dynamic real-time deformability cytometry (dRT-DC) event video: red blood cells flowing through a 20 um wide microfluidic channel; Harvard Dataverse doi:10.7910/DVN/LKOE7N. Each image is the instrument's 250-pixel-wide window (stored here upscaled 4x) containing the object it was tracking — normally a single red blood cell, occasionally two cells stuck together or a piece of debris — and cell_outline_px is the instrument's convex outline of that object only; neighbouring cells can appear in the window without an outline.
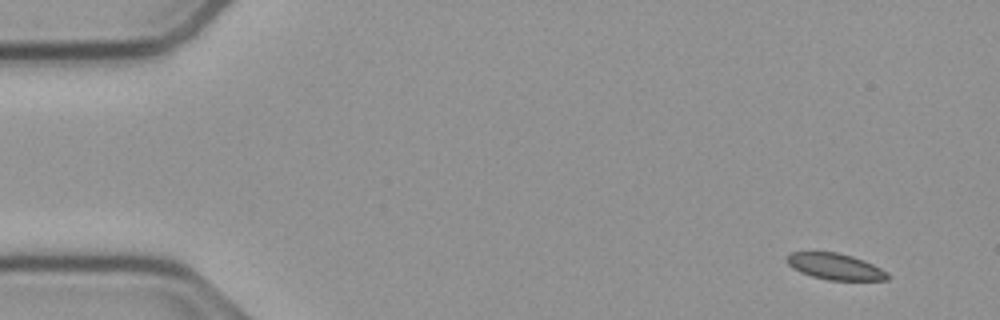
{"species": "common noctule bat (a hibernating species)", "species_latin": "Nyctalus noctula", "temperature_condition": "cold", "stored_images_in_passage": 52, "camera_frame_rate_fps": 3000, "um_per_image_px": 0.085, "animal": {"sex": "male", "body_mass_g": 23.1, "forearm_length_mm": 52.7}, "frame": {"image": 1, "passage_image": 1, "time_ms": 0.0, "image_size_px": [1000, 320], "cell_outline_px": [[888, 280], [828, 280], [812, 276], [800, 272], [792, 268], [784, 260], [784, 256], [788, 252], [836, 252], [852, 256], [864, 260], [888, 272]], "centroid_in_image_um": [70.93, 22.64], "position_along_channel_um": 14.1, "area_um2": 15.55}}
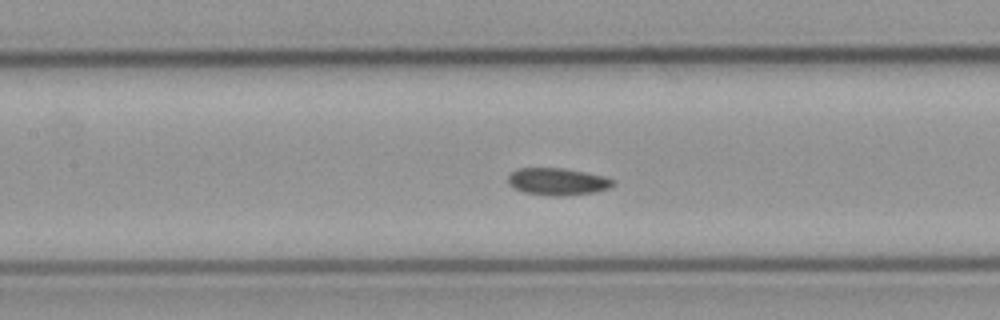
{"frame": {"image": 2, "passage_image": 22, "time_ms": 7.0, "image_size_px": [1000, 320], "cell_outline_px": [[616, 184], [608, 188], [596, 192], [560, 196], [548, 196], [524, 192], [512, 188], [508, 184], [508, 176], [516, 168], [564, 168], [604, 176], [616, 180]], "centroid_in_image_um": [47.39, 15.44], "position_along_channel_um": 160.0, "area_um2": 16.82}}
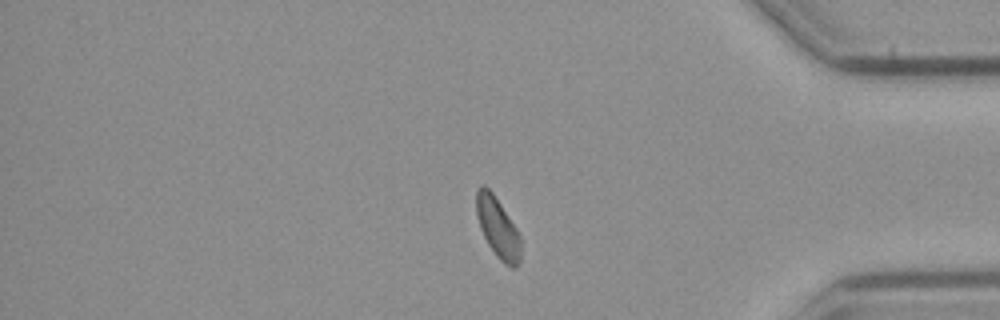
{"frame": {"image": 3, "passage_image": 43, "time_ms": 14.0, "image_size_px": [1000, 320], "cell_outline_px": [[520, 260], [516, 268], [512, 268], [504, 264], [496, 256], [488, 244], [480, 228], [476, 216], [476, 188], [480, 184], [484, 184], [492, 192], [516, 228], [520, 236]], "centroid_in_image_um": [42.29, 19.34], "position_along_channel_um": 392.9, "area_um2": 15.61}, "authors_computed_cell_mechanics": {"area_um2": 16.3285, "velocity_mm_per_s": 3.7302, "shape_relaxation_time_tau1_ms": null, "shape_relaxation_time_tau2_ms": 6.1321, "deformation_change_tau1": null, "deformation_change_tau2": 0.0988}}